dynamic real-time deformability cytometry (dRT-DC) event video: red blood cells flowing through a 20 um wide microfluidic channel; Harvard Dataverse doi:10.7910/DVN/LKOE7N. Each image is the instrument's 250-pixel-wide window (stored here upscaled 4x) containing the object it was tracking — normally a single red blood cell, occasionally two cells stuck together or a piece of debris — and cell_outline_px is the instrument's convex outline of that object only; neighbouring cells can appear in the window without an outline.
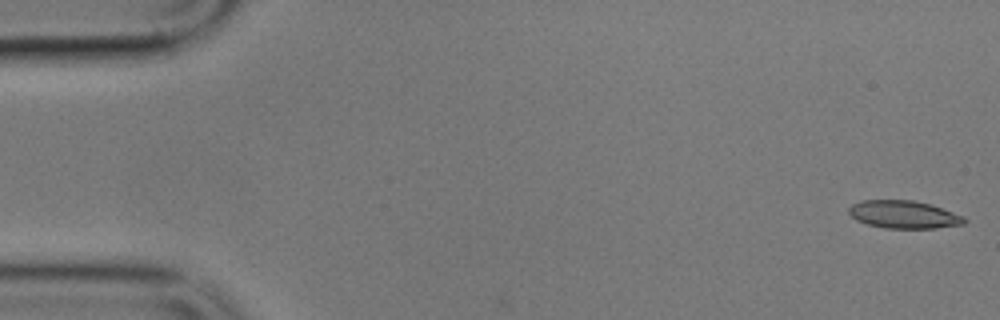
{"species": "common noctule bat (a hibernating species)", "species_latin": "Nyctalus noctula", "temperature_condition": "cold", "stored_images_in_passage": 6, "camera_frame_rate_fps": 3000, "um_per_image_px": 0.085, "animal": {"sex": "male", "body_mass_g": 17.9}, "frame": {"image": 1, "passage_image": 1, "time_ms": 0.0, "image_size_px": [1000, 320], "cell_outline_px": [[968, 220], [964, 224], [936, 228], [884, 228], [868, 224], [856, 220], [848, 212], [848, 208], [852, 204], [860, 200], [912, 200], [928, 204], [964, 216]], "centroid_in_image_um": [76.8, 18.23], "position_along_channel_um": 8.2, "area_um2": 18.61}}
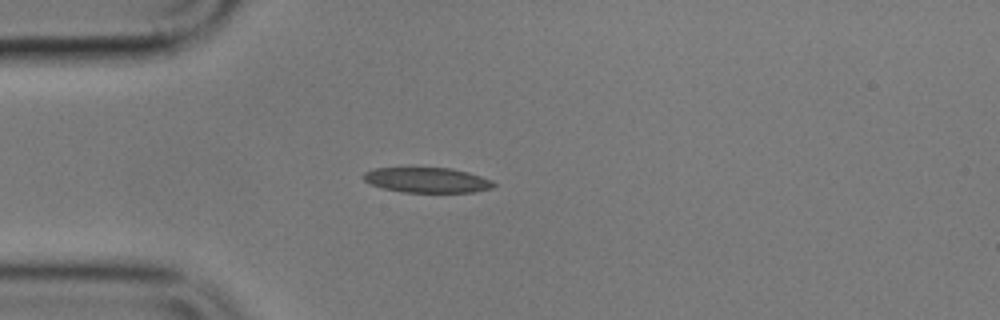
{"frame": {"image": 2, "passage_image": 5, "time_ms": 4.667, "image_size_px": [1000, 320], "cell_outline_px": [[496, 184], [492, 188], [472, 192], [404, 192], [384, 188], [372, 184], [364, 180], [364, 172], [372, 168], [452, 168], [468, 172], [492, 180]], "centroid_in_image_um": [36.32, 15.3], "position_along_channel_um": 48.7, "area_um2": 18.9}}